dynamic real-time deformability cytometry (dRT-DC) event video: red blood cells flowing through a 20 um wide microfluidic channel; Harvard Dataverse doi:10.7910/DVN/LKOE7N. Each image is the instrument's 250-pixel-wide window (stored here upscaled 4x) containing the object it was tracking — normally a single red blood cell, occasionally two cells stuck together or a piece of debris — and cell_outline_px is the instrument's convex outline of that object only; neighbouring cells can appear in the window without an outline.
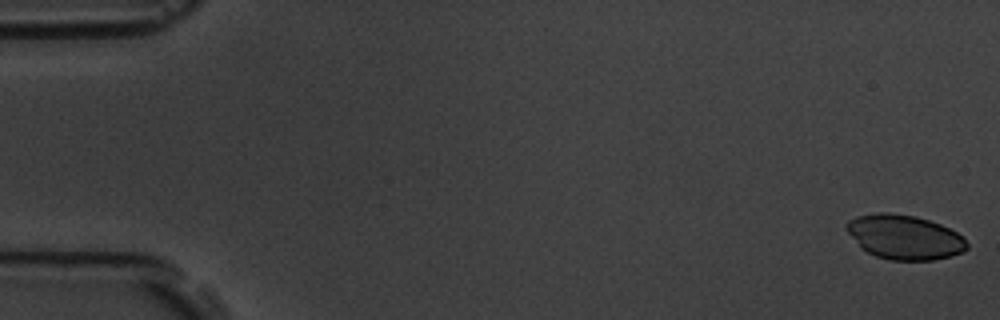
{"species": "common noctule bat (a hibernating species)", "species_latin": "Nyctalus noctula", "temperature_condition": "room temperature", "stored_images_in_passage": 5, "camera_frame_rate_fps": 3000, "um_per_image_px": 0.085, "animal": {"sex": "male", "body_mass_g": 19.5, "forearm_length_mm": 54.6}, "frame": {"image": 1, "passage_image": 1, "time_ms": 0.0, "image_size_px": [1000, 320], "cell_outline_px": [[968, 248], [964, 252], [932, 260], [892, 260], [876, 256], [860, 248], [844, 228], [848, 220], [856, 216], [880, 212], [888, 212], [916, 216], [940, 224], [956, 232], [968, 244]], "centroid_in_image_um": [76.84, 20.15], "position_along_channel_um": 8.2, "area_um2": 31.15}}